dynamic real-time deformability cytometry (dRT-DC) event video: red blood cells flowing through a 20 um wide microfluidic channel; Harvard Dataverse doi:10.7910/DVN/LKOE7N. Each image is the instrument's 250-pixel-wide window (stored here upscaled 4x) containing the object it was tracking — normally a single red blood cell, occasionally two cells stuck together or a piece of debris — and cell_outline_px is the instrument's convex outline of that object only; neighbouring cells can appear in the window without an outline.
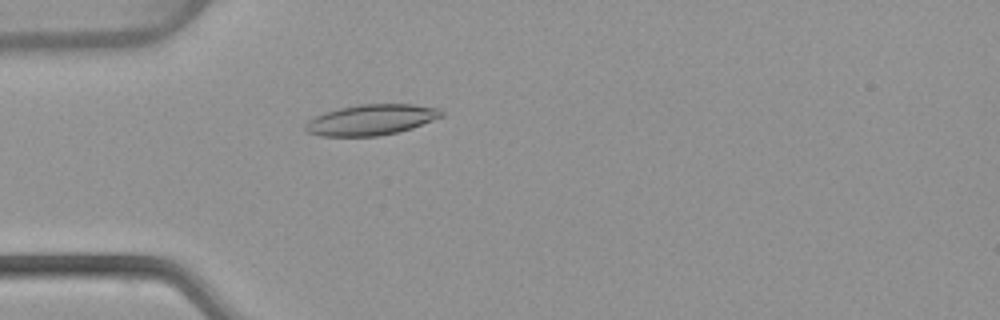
{"species": "common noctule bat (a hibernating species)", "species_latin": "Nyctalus noctula", "temperature_condition": "warm", "stored_images_in_passage": 48, "camera_frame_rate_fps": 3000, "um_per_image_px": 0.085, "animal": {"sex": "female", "body_mass_g": 22.7, "forearm_length_mm": 54.2}, "frame": {"image": 1, "passage_image": 11, "time_ms": 3.333, "image_size_px": [1000, 320], "cell_outline_px": [[444, 116], [412, 128], [396, 132], [376, 136], [320, 136], [308, 132], [304, 128], [304, 124], [308, 120], [324, 112], [340, 108], [360, 104], [412, 104], [440, 108], [444, 112]], "centroid_in_image_um": [31.56, 10.17], "position_along_channel_um": 53.4, "area_um2": 24.33}}
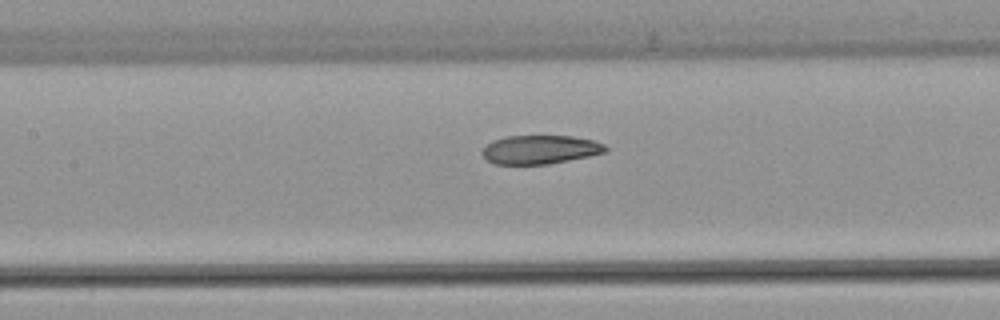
{"frame": {"image": 2, "passage_image": 20, "time_ms": 6.333, "image_size_px": [1000, 320], "cell_outline_px": [[608, 152], [548, 164], [492, 164], [480, 152], [492, 140], [504, 136], [572, 136], [592, 140], [604, 144], [608, 148]], "centroid_in_image_um": [45.9, 12.71], "position_along_channel_um": 161.5, "area_um2": 20.63}}
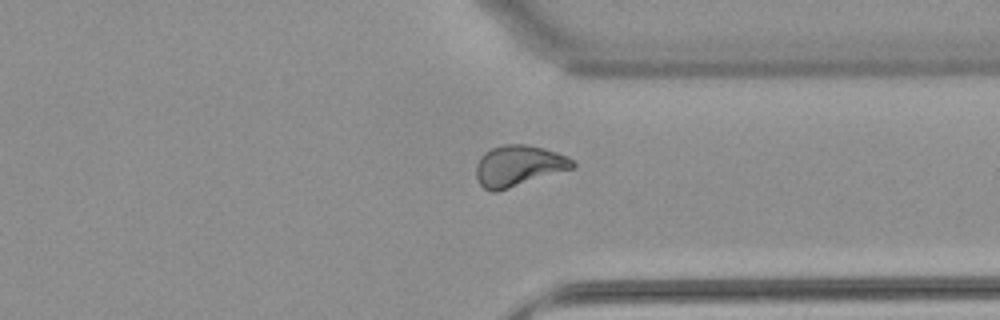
{"frame": {"image": 3, "passage_image": 36, "time_ms": 11.667, "image_size_px": [1000, 320], "cell_outline_px": [[576, 164], [572, 168], [496, 192], [492, 192], [484, 188], [480, 184], [476, 176], [476, 164], [480, 156], [484, 152], [492, 148], [504, 144], [524, 144], [544, 148], [568, 156]], "centroid_in_image_um": [44.04, 14.08], "position_along_channel_um": 367.4, "area_um2": 22.83}, "authors_computed_cell_mechanics": {"area_um2": 22.4264, "velocity_mm_per_s": 3.8735, "shape_relaxation_time_tau1_ms": null, "shape_relaxation_time_tau2_ms": 2.5417, "deformation_change_tau1": null, "deformation_change_tau2": 0.0819}}